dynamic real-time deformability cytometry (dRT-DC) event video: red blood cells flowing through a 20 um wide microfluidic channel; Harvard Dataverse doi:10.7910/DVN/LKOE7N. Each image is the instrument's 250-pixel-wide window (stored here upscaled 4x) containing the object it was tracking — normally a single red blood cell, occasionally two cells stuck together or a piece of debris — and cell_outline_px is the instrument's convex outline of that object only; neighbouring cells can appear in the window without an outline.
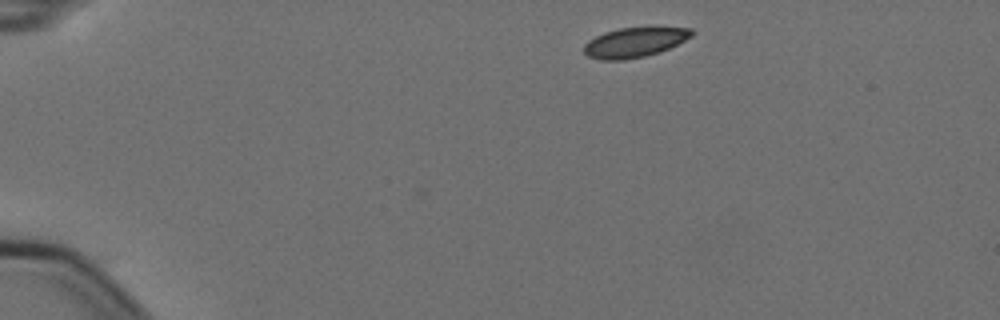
{"species": "Egyptian fruit bat (a non-hibernating species)", "species_latin": "Rousettus aegyptiacus", "temperature_condition": "cold", "stored_images_in_passage": 2, "camera_frame_rate_fps": 3000, "um_per_image_px": 0.085, "animal": {"sex": "female"}, "frame": {"image": 1, "passage_image": 2, "time_ms": 0.333, "image_size_px": [1000, 320], "cell_outline_px": [[696, 32], [692, 36], [660, 52], [644, 56], [624, 60], [600, 60], [588, 56], [584, 52], [584, 44], [588, 40], [604, 32], [620, 28], [692, 28]], "centroid_in_image_um": [53.91, 3.61], "position_along_channel_um": 31.1, "area_um2": 18.5}}